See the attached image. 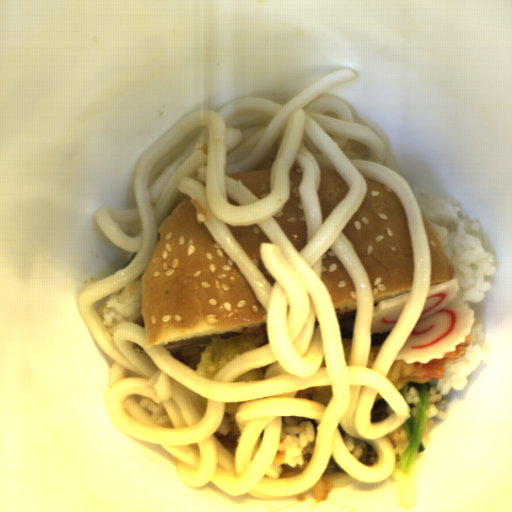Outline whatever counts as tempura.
<instances>
[{
  "label": "tempura",
  "mask_w": 512,
  "mask_h": 512,
  "mask_svg": "<svg viewBox=\"0 0 512 512\" xmlns=\"http://www.w3.org/2000/svg\"><path fill=\"white\" fill-rule=\"evenodd\" d=\"M473 337L471 332L467 335L464 343L455 345L454 352L445 354L443 358H432L425 364L418 361L407 364L402 360H395L386 374V378L399 391L404 389L409 382L425 384L432 379H443L445 376V363L463 358L466 356V348H469Z\"/></svg>",
  "instance_id": "1"
},
{
  "label": "tempura",
  "mask_w": 512,
  "mask_h": 512,
  "mask_svg": "<svg viewBox=\"0 0 512 512\" xmlns=\"http://www.w3.org/2000/svg\"><path fill=\"white\" fill-rule=\"evenodd\" d=\"M269 344L268 332L247 333L214 341L204 353L195 371L213 381L235 356Z\"/></svg>",
  "instance_id": "2"
},
{
  "label": "tempura",
  "mask_w": 512,
  "mask_h": 512,
  "mask_svg": "<svg viewBox=\"0 0 512 512\" xmlns=\"http://www.w3.org/2000/svg\"><path fill=\"white\" fill-rule=\"evenodd\" d=\"M342 340H343L346 364H347V368H348L353 339L343 336Z\"/></svg>",
  "instance_id": "3"
}]
</instances>
